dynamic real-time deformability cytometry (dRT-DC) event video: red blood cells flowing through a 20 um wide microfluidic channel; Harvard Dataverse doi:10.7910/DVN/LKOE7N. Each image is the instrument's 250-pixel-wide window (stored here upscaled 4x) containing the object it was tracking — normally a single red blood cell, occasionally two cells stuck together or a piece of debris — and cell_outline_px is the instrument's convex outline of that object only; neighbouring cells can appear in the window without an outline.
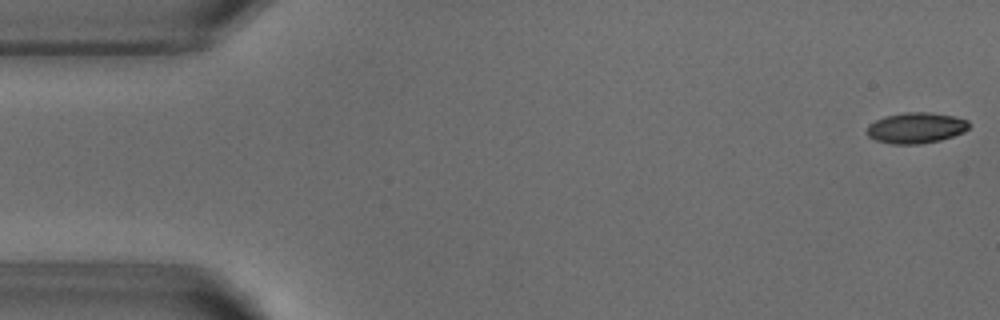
{"species": "common noctule bat (a hibernating species)", "species_latin": "Nyctalus noctula", "temperature_condition": "warm", "stored_images_in_passage": 52, "camera_frame_rate_fps": 3000, "um_per_image_px": 0.085, "animal": {"sex": "male", "body_mass_g": 18.8}, "frame": {"image": 1, "passage_image": 1, "time_ms": 0.0, "image_size_px": [1000, 320], "cell_outline_px": [[968, 128], [964, 132], [940, 140], [920, 144], [892, 144], [876, 140], [868, 136], [864, 132], [868, 124], [884, 116], [904, 112], [928, 112], [952, 116], [968, 120]], "centroid_in_image_um": [77.8, 10.87], "position_along_channel_um": 7.2, "area_um2": 18.38}}
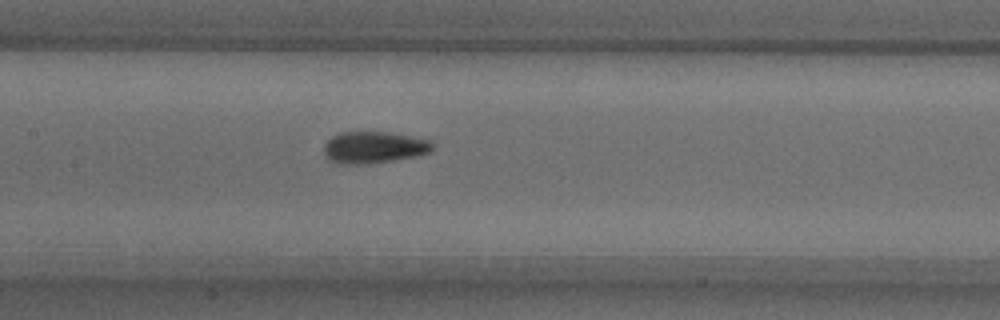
{"frame": {"image": 2, "passage_image": 24, "time_ms": 7.667, "image_size_px": [1000, 320], "cell_outline_px": [[432, 152], [420, 156], [368, 164], [336, 164], [328, 160], [324, 156], [324, 144], [332, 136], [340, 132], [392, 132], [432, 140]], "centroid_in_image_um": [31.79, 12.53], "position_along_channel_um": 175.6, "area_um2": 20.58}}
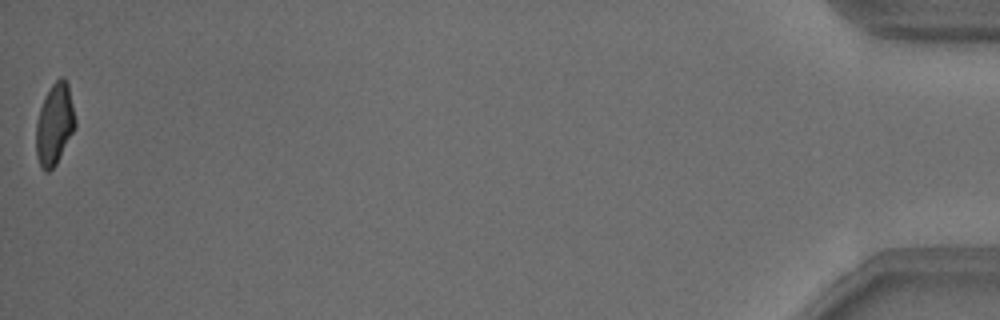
{"frame": {"image": 3, "passage_image": 52, "time_ms": 17.0, "image_size_px": [1000, 320], "cell_outline_px": [[76, 124], [56, 164], [48, 172], [44, 172], [40, 168], [36, 156], [36, 120], [44, 96], [52, 84], [60, 76], [64, 76], [68, 84], [76, 120]], "centroid_in_image_um": [4.61, 10.55], "position_along_channel_um": 430.6, "area_um2": 18.61}, "authors_computed_cell_mechanics": {"area_um2": 19.3341, "velocity_mm_per_s": 3.8297, "shape_relaxation_time_tau1_ms": 3.1236, "shape_relaxation_time_tau2_ms": 1.2894, "deformation_change_tau1": 0.1626, "deformation_change_tau2": 0.079}}